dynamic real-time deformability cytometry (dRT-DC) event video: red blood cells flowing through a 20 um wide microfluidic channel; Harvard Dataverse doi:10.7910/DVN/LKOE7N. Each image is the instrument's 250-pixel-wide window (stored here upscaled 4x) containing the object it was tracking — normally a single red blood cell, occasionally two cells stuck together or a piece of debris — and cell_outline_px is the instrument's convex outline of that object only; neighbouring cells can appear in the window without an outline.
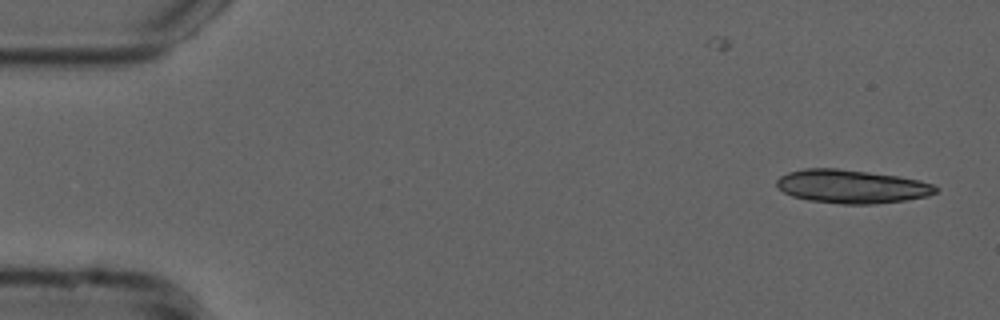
{"species": "common noctule bat (a hibernating species)", "species_latin": "Nyctalus noctula", "temperature_condition": "cold", "stored_images_in_passage": 52, "camera_frame_rate_fps": 3000, "um_per_image_px": 0.085, "animal": {"sex": "male", "forearm_length_mm": 52.5}, "frame": {"image": 1, "passage_image": 1, "time_ms": 0.0, "image_size_px": [1000, 320], "cell_outline_px": [[940, 188], [936, 192], [928, 196], [904, 200], [876, 204], [840, 204], [808, 200], [792, 196], [784, 192], [776, 184], [776, 180], [780, 176], [788, 172], [804, 168], [836, 168], [900, 176], [920, 180], [932, 184]], "centroid_in_image_um": [72.4, 15.85], "position_along_channel_um": 12.6, "area_um2": 31.15}}
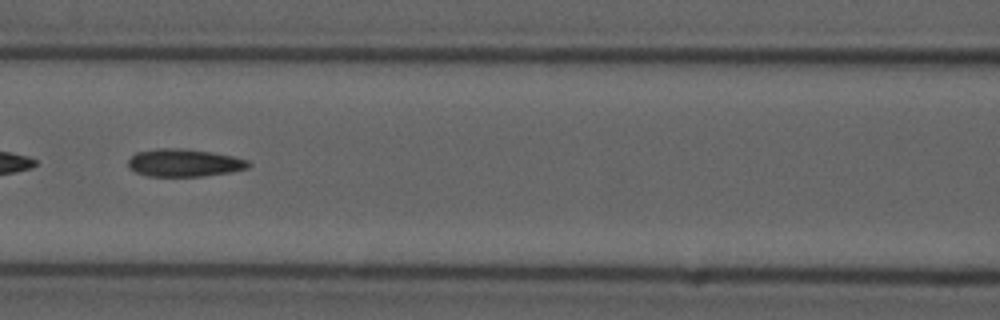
{"frame": {"image": 2, "passage_image": 22, "time_ms": 7.0, "image_size_px": [1000, 320], "cell_outline_px": [[252, 164], [248, 168], [232, 172], [204, 176], [148, 176], [136, 172], [128, 168], [128, 160], [136, 152], [156, 148], [180, 148], [212, 152], [232, 156], [248, 160]], "centroid_in_image_um": [15.66, 13.84], "position_along_channel_um": 150.9, "area_um2": 19.54}}
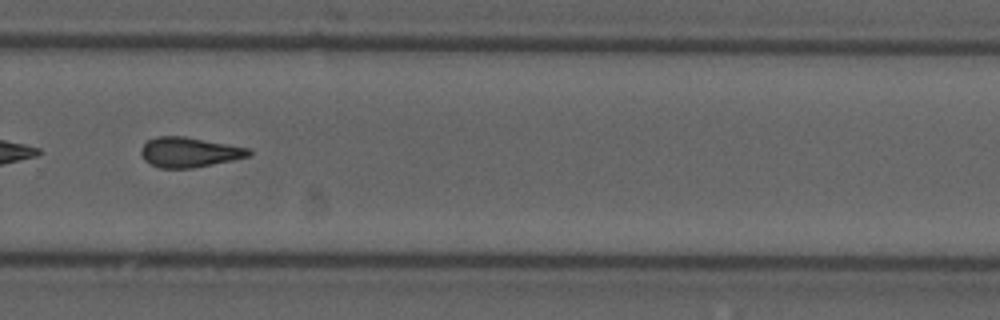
{"frame": {"image": 3, "passage_image": 35, "time_ms": 11.333, "image_size_px": [1000, 320], "cell_outline_px": [[252, 152], [248, 156], [232, 160], [192, 168], [160, 168], [144, 160], [140, 152], [144, 144], [148, 140], [156, 136], [184, 136], [228, 144], [248, 148]], "centroid_in_image_um": [16.06, 12.93], "position_along_channel_um": 313.7, "area_um2": 18.61}, "authors_computed_cell_mechanics": {"area_um2": 19.1896, "velocity_mm_per_s": 3.7718, "shape_relaxation_time_tau1_ms": null, "shape_relaxation_time_tau2_ms": 5.0482, "deformation_change_tau1": null, "deformation_change_tau2": 0.1536}}